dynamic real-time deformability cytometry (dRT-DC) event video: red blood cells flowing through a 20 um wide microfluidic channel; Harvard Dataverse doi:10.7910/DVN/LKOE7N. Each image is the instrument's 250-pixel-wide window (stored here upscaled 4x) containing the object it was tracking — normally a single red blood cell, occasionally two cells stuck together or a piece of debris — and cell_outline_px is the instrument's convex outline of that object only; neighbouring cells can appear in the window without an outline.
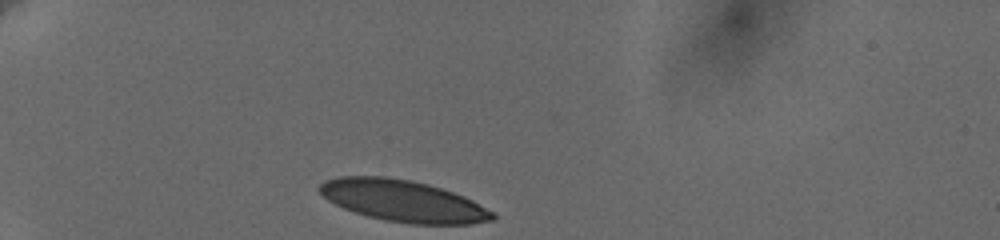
{"species": "human", "species_latin": "Homo sapiens", "temperature_condition": "cold", "stored_images_in_passage": 17, "camera_frame_rate_fps": 3000, "um_per_image_px": 0.085, "donor": {"sex": "female"}, "frame": {"image": 1, "passage_image": 1, "time_ms": 0.0, "image_size_px": [1000, 240], "cell_outline_px": [[496, 220], [472, 224], [408, 224], [384, 220], [368, 216], [344, 208], [328, 200], [320, 192], [320, 184], [324, 180], [340, 176], [384, 176], [412, 180], [428, 184], [464, 196], [496, 212]], "centroid_in_image_um": [34.31, 17.08], "position_along_channel_um": 50.7, "area_um2": 42.02}}
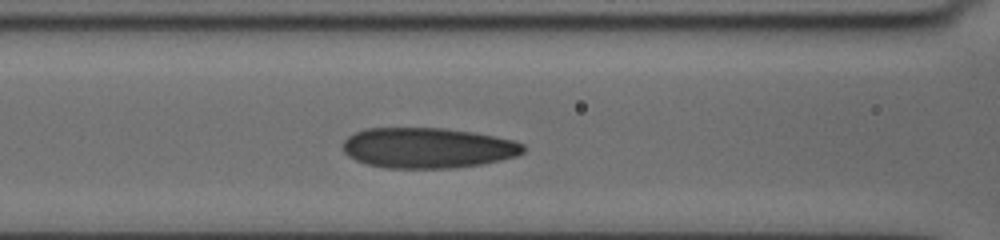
{"frame": {"image": 2, "passage_image": 13, "time_ms": 3.333, "image_size_px": [1000, 240], "cell_outline_px": [[528, 148], [524, 152], [516, 156], [500, 160], [480, 164], [452, 168], [384, 168], [368, 164], [356, 160], [348, 156], [344, 152], [344, 140], [348, 136], [364, 128], [444, 128], [472, 132], [496, 136], [512, 140], [524, 144]], "centroid_in_image_um": [36.37, 12.57], "position_along_channel_um": 130.2, "area_um2": 42.6}}
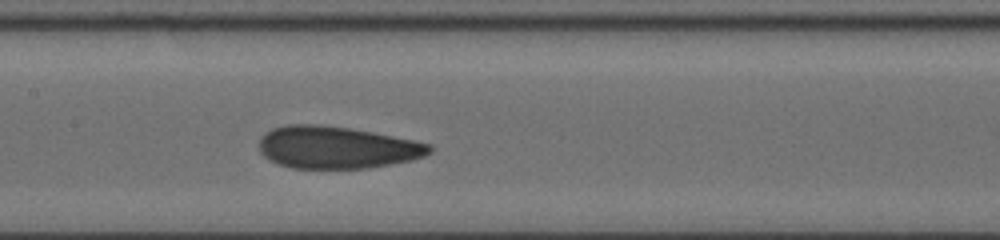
{"frame": {"image": 3, "passage_image": 17, "time_ms": 4.667, "image_size_px": [1000, 240], "cell_outline_px": [[432, 152], [424, 156], [412, 160], [368, 168], [292, 168], [276, 164], [268, 160], [260, 152], [260, 136], [264, 132], [272, 128], [288, 124], [320, 124], [348, 128], [372, 132], [412, 140], [428, 144], [432, 148]], "centroid_in_image_um": [28.56, 12.53], "position_along_channel_um": 178.8, "area_um2": 41.96}}